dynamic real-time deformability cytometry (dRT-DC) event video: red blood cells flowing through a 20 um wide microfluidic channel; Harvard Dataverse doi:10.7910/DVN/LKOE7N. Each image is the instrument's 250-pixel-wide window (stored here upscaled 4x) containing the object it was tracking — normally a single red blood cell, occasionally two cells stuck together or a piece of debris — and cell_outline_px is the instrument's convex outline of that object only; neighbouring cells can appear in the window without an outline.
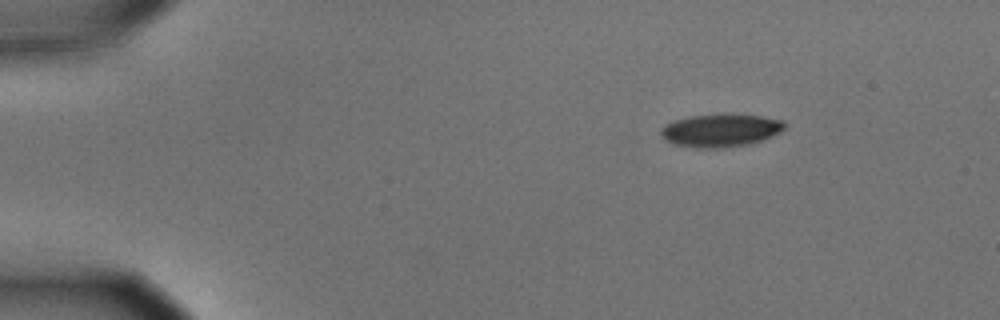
{"species": "common noctule bat (a hibernating species)", "species_latin": "Nyctalus noctula", "temperature_condition": "cold", "stored_images_in_passage": 50, "camera_frame_rate_fps": 3000, "um_per_image_px": 0.085, "animal": {"sex": "male", "body_mass_g": 15.6}, "frame": {"image": 1, "passage_image": 1, "time_ms": 0.0, "image_size_px": [1000, 320], "cell_outline_px": [[784, 128], [780, 132], [772, 136], [748, 144], [720, 148], [700, 148], [676, 144], [660, 136], [660, 132], [664, 124], [688, 116], [760, 116], [784, 120]], "centroid_in_image_um": [61.24, 11.1], "position_along_channel_um": 23.8, "area_um2": 22.89}}
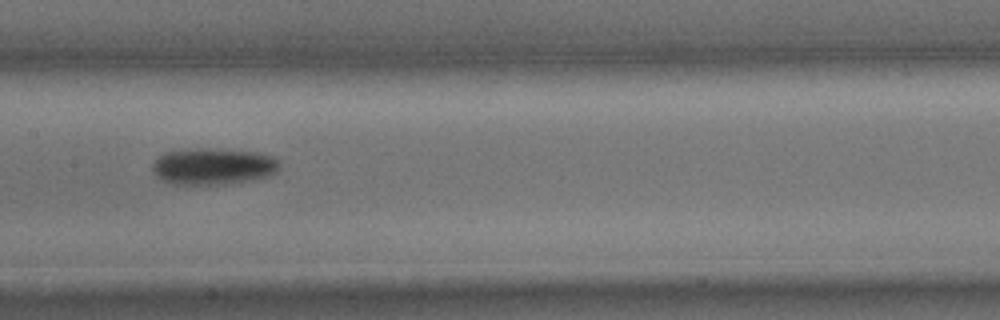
{"frame": {"image": 2, "passage_image": 22, "time_ms": 7.0, "image_size_px": [1000, 320], "cell_outline_px": [[280, 164], [276, 172], [268, 176], [252, 180], [224, 184], [172, 184], [156, 176], [152, 172], [152, 164], [156, 156], [164, 152], [196, 148], [208, 148], [260, 152], [272, 156], [280, 160]], "centroid_in_image_um": [18.11, 14.12], "position_along_channel_um": 189.3, "area_um2": 27.4}}
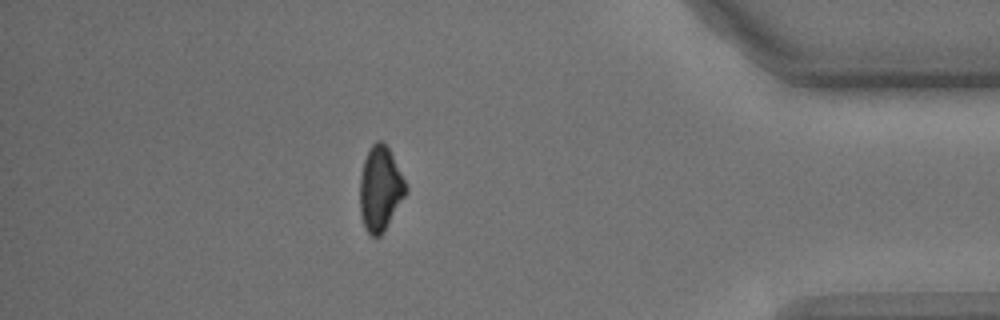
{"frame": {"image": 3, "passage_image": 43, "time_ms": 14.0, "image_size_px": [1000, 320], "cell_outline_px": [[408, 192], [384, 232], [380, 236], [372, 236], [364, 228], [360, 212], [360, 176], [364, 160], [368, 148], [376, 140], [380, 140], [388, 148], [408, 188]], "centroid_in_image_um": [32.31, 16.07], "position_along_channel_um": 402.9, "area_um2": 22.66}, "authors_computed_cell_mechanics": {"area_um2": 25.0274, "velocity_mm_per_s": 3.5503, "shape_relaxation_time_tau1_ms": 4.2867, "shape_relaxation_time_tau2_ms": null, "deformation_change_tau1": 0.121, "deformation_change_tau2": null}}